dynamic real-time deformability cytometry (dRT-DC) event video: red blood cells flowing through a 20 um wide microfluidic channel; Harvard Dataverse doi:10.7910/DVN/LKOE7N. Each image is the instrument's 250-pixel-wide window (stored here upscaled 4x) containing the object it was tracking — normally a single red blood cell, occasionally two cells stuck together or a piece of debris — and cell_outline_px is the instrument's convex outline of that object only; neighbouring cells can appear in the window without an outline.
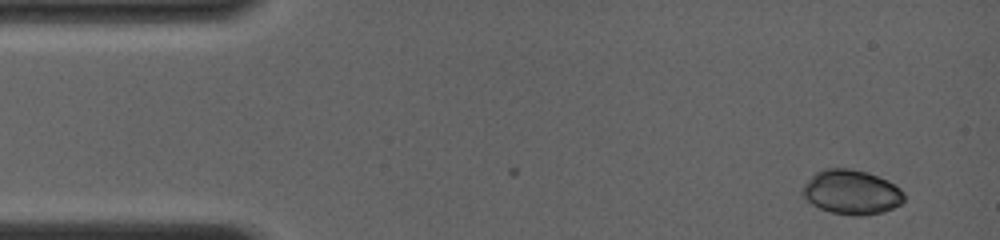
{"species": "common noctule bat (a hibernating species)", "species_latin": "Nyctalus noctula", "temperature_condition": "room temperature", "stored_images_in_passage": 2, "camera_frame_rate_fps": 4000, "um_per_image_px": 0.085, "animal": {"sex": "female", "body_mass_g": 19.0, "forearm_length_mm": 56.7}, "frame": {"image": 1, "passage_image": 2, "time_ms": 0.75, "image_size_px": [1000, 240], "cell_outline_px": [[904, 200], [900, 204], [884, 212], [864, 216], [852, 216], [832, 212], [820, 208], [812, 204], [804, 196], [800, 188], [816, 172], [824, 168], [848, 168], [864, 172], [888, 180], [900, 188], [904, 192]], "centroid_in_image_um": [72.38, 16.34], "position_along_channel_um": 12.6, "area_um2": 26.3}}